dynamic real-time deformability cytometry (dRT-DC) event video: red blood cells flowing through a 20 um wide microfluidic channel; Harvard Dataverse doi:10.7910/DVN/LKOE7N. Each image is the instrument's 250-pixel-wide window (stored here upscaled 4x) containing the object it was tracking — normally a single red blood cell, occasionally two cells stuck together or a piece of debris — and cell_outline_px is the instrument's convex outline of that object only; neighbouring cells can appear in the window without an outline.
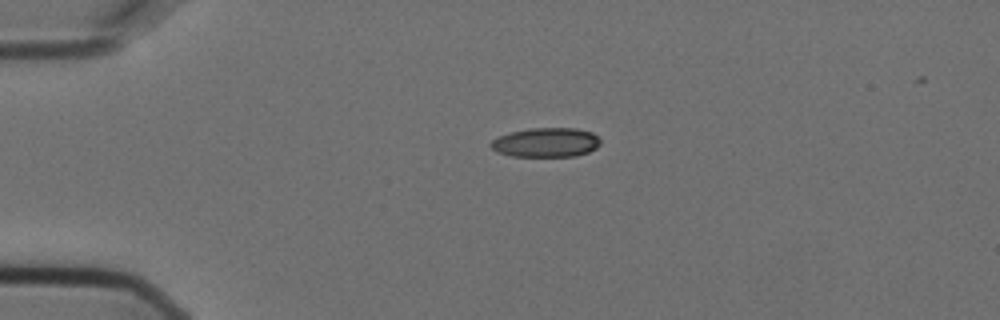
{"species": "Egyptian fruit bat (a non-hibernating species)", "species_latin": "Rousettus aegyptiacus", "temperature_condition": "cold", "stored_images_in_passage": 2, "camera_frame_rate_fps": 3000, "um_per_image_px": 0.085, "animal": {"sex": "female"}, "frame": {"image": 1, "passage_image": 1, "time_ms": 0.0, "image_size_px": [1000, 320], "cell_outline_px": [[600, 144], [596, 148], [588, 152], [576, 156], [512, 156], [496, 152], [488, 144], [492, 140], [508, 132], [528, 128], [576, 128], [592, 132], [600, 140]], "centroid_in_image_um": [46.39, 12.1], "position_along_channel_um": 38.6, "area_um2": 18.84}}